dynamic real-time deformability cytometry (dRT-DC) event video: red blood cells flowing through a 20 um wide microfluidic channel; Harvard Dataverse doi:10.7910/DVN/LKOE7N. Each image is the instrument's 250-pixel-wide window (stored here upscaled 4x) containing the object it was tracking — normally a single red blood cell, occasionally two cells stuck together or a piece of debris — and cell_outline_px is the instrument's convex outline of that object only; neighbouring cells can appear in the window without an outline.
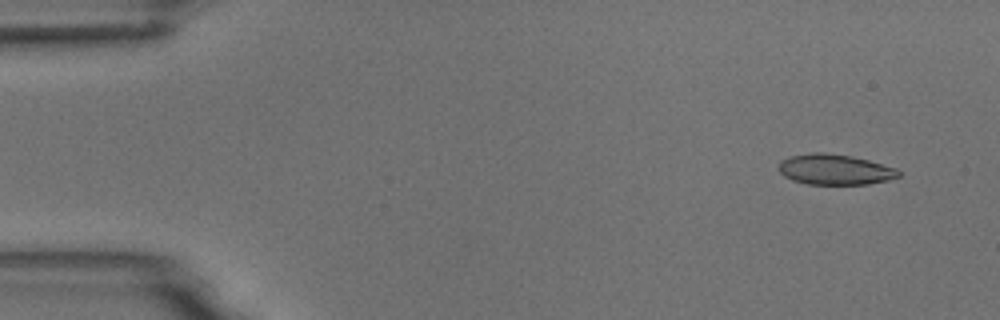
{"species": "common noctule bat (a hibernating species)", "species_latin": "Nyctalus noctula", "temperature_condition": "room temperature", "stored_images_in_passage": 4, "camera_frame_rate_fps": 3000, "um_per_image_px": 0.085, "animal": {"sex": "male", "body_mass_g": 18.8}, "frame": {"image": 1, "passage_image": 1, "time_ms": 0.0, "image_size_px": [1000, 320], "cell_outline_px": [[900, 176], [888, 180], [868, 184], [808, 184], [792, 180], [784, 176], [780, 172], [780, 160], [792, 156], [812, 152], [820, 152], [852, 156], [868, 160], [896, 168], [900, 172]], "centroid_in_image_um": [70.97, 14.41], "position_along_channel_um": 14.0, "area_um2": 21.15}}
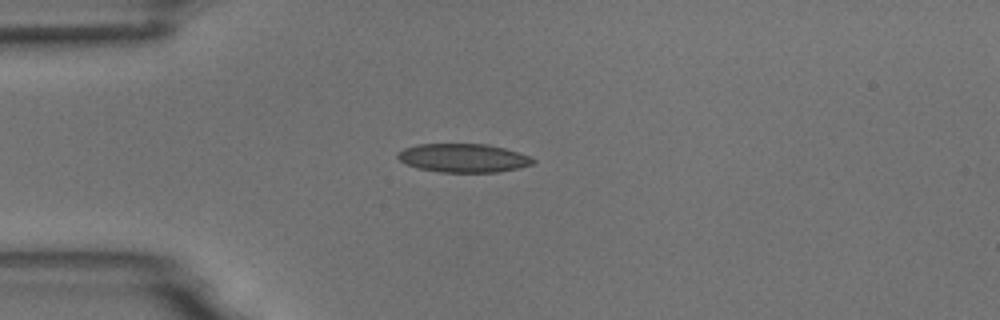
{"frame": {"image": 2, "passage_image": 4, "time_ms": 3.333, "image_size_px": [1000, 320], "cell_outline_px": [[536, 160], [532, 164], [520, 168], [496, 172], [440, 172], [420, 168], [408, 164], [400, 160], [396, 156], [396, 152], [404, 148], [416, 144], [488, 144], [504, 148], [528, 156]], "centroid_in_image_um": [39.36, 13.42], "position_along_channel_um": 45.6, "area_um2": 22.43}}